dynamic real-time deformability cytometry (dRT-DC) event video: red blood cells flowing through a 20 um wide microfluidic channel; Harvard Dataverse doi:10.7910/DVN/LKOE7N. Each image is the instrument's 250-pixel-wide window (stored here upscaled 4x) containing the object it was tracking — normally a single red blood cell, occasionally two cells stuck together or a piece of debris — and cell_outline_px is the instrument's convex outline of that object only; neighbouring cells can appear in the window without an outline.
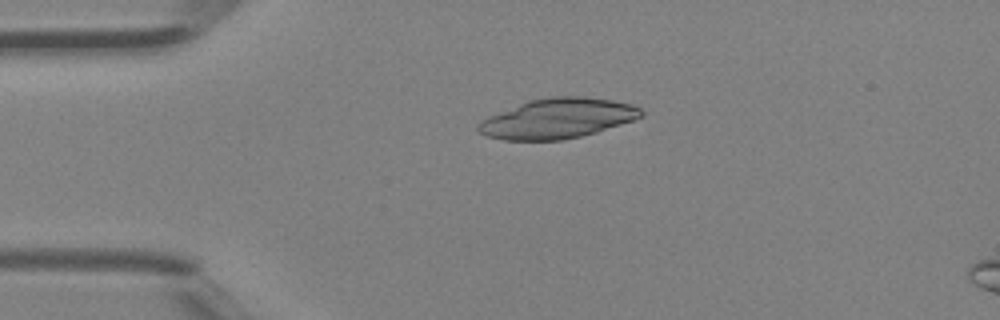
{"species": "Egyptian fruit bat (a non-hibernating species)", "species_latin": "Rousettus aegyptiacus", "temperature_condition": "room temperature", "stored_images_in_passage": 5, "camera_frame_rate_fps": 3000, "um_per_image_px": 0.085, "animal": {"sex": "female"}, "frame": {"image": 1, "passage_image": 3, "time_ms": 0.667, "image_size_px": [1000, 320], "cell_outline_px": [[644, 116], [596, 132], [564, 140], [504, 140], [488, 136], [480, 132], [476, 128], [476, 124], [480, 120], [488, 116], [528, 100], [552, 96], [584, 96], [612, 100], [632, 104], [640, 108], [644, 112]], "centroid_in_image_um": [47.38, 10.06], "position_along_channel_um": 37.6, "area_um2": 37.97}}